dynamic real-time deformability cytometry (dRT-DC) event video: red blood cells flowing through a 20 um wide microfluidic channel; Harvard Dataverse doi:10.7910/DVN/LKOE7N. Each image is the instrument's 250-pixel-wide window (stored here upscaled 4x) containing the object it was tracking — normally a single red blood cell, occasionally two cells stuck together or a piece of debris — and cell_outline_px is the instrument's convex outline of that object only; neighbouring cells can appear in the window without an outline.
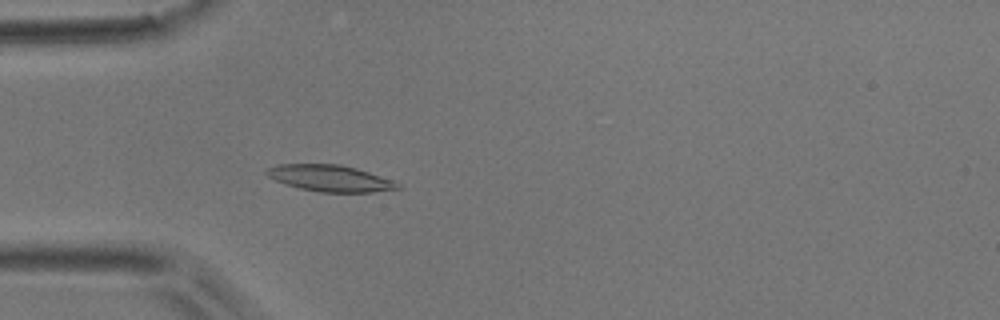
{"species": "common noctule bat (a hibernating species)", "species_latin": "Nyctalus noctula", "temperature_condition": "room temperature", "stored_images_in_passage": 50, "camera_frame_rate_fps": 3000, "um_per_image_px": 0.085, "animal": {"sex": "male", "body_mass_g": 17.9}, "frame": {"image": 1, "passage_image": 14, "time_ms": 4.333, "image_size_px": [1000, 320], "cell_outline_px": [[404, 188], [372, 192], [320, 192], [300, 188], [284, 184], [268, 176], [264, 172], [264, 168], [276, 164], [340, 164], [356, 168], [392, 180], [400, 184]], "centroid_in_image_um": [28.03, 15.15], "position_along_channel_um": 57.0, "area_um2": 20.29}}
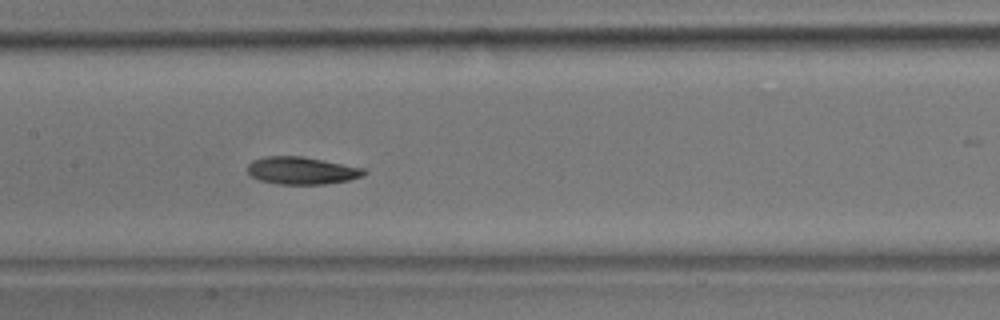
{"frame": {"image": 2, "passage_image": 24, "time_ms": 7.667, "image_size_px": [1000, 320], "cell_outline_px": [[368, 172], [364, 176], [348, 180], [324, 184], [280, 184], [260, 180], [252, 176], [248, 172], [248, 164], [252, 160], [264, 156], [304, 156], [364, 168]], "centroid_in_image_um": [25.67, 14.49], "position_along_channel_um": 181.7, "area_um2": 18.67}}
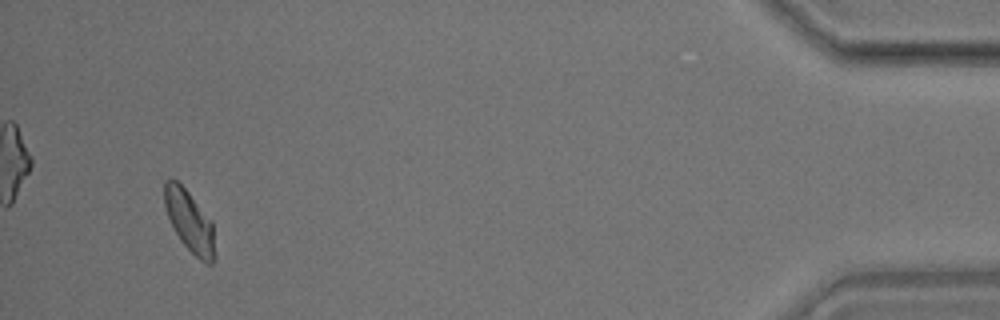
{"frame": {"image": 3, "passage_image": 48, "time_ms": 15.667, "image_size_px": [1000, 320], "cell_outline_px": [[216, 256], [212, 264], [204, 264], [180, 240], [168, 216], [164, 204], [164, 180], [172, 176], [188, 192], [212, 220], [216, 252]], "centroid_in_image_um": [16.13, 18.81], "position_along_channel_um": 419.1, "area_um2": 18.21}, "authors_computed_cell_mechanics": {"area_um2": 18.6983, "velocity_mm_per_s": 3.8883, "shape_relaxation_time_tau1_ms": 2.957, "shape_relaxation_time_tau2_ms": null, "deformation_change_tau1": 0.0956, "deformation_change_tau2": null}}